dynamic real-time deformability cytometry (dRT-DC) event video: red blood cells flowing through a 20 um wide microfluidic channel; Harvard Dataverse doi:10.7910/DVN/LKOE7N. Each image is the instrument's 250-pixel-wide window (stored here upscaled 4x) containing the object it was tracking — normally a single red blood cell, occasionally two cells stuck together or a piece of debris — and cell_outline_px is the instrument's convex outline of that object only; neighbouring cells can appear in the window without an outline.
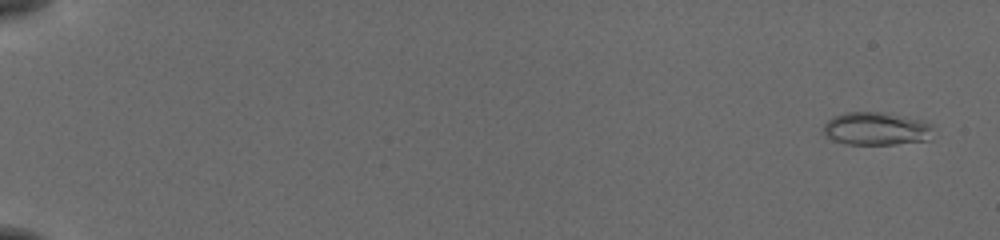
{"species": "common noctule bat (a hibernating species)", "species_latin": "Nyctalus noctula", "temperature_condition": "cold", "stored_images_in_passage": 56, "camera_frame_rate_fps": 3000, "um_per_image_px": 0.085, "animal": {"sex": "female", "body_mass_g": 19.5, "forearm_length_mm": 54.1}, "frame": {"image": 1, "passage_image": 3, "time_ms": 0.667, "image_size_px": [1000, 240], "cell_outline_px": [[928, 140], [896, 144], [844, 144], [832, 140], [824, 132], [824, 124], [832, 116], [848, 112], [876, 112], [916, 120], [928, 124]], "centroid_in_image_um": [74.34, 10.96], "position_along_channel_um": 10.7, "area_um2": 20.23}}
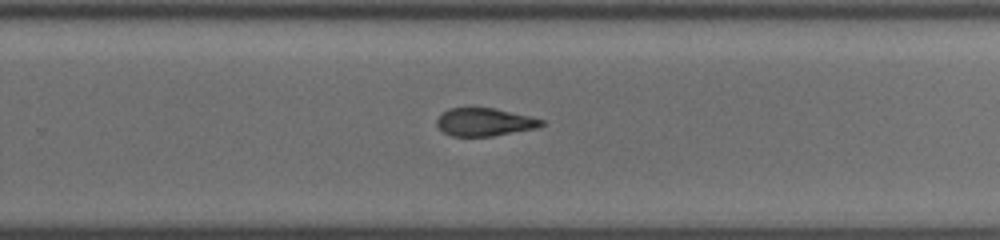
{"frame": {"image": 2, "passage_image": 39, "time_ms": 12.667, "image_size_px": [1000, 240], "cell_outline_px": [[544, 124], [536, 128], [492, 136], [452, 136], [444, 132], [436, 124], [436, 120], [448, 108], [492, 108], [528, 116], [544, 120]], "centroid_in_image_um": [41.17, 10.38], "position_along_channel_um": 288.6, "area_um2": 16.7}}
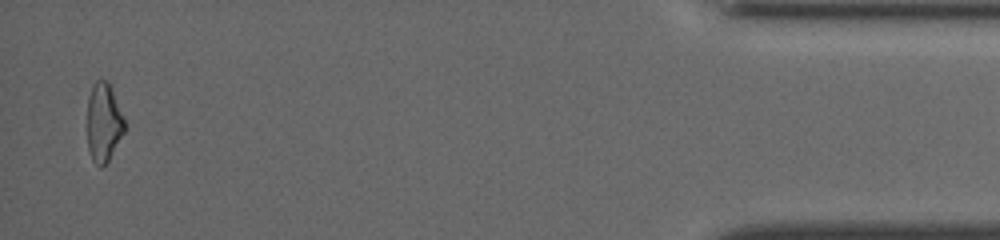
{"frame": {"image": 3, "passage_image": 55, "time_ms": 18.0, "image_size_px": [1000, 240], "cell_outline_px": [[124, 132], [108, 160], [100, 168], [92, 160], [88, 152], [88, 96], [92, 84], [100, 76], [108, 80], [124, 120]], "centroid_in_image_um": [8.78, 10.36], "position_along_channel_um": 426.4, "area_um2": 17.05}}